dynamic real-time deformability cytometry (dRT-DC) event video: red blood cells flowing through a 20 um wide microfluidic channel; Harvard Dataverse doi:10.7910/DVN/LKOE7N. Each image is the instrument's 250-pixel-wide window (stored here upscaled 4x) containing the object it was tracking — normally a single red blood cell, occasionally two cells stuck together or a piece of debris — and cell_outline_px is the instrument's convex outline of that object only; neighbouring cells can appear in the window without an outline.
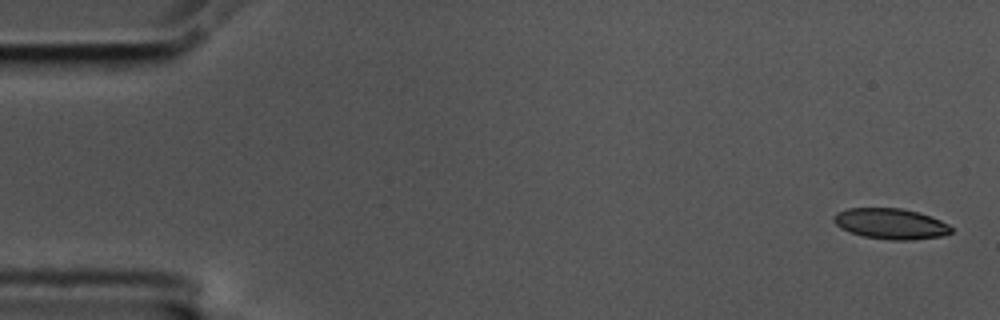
{"species": "common noctule bat (a hibernating species)", "species_latin": "Nyctalus noctula", "temperature_condition": "cold", "stored_images_in_passage": 5, "camera_frame_rate_fps": 3000, "um_per_image_px": 0.085, "animal": {"sex": "male", "body_mass_g": 17.5, "forearm_length_mm": 52.3}, "frame": {"image": 1, "passage_image": 1, "time_ms": 0.0, "image_size_px": [1000, 320], "cell_outline_px": [[952, 232], [940, 236], [912, 240], [888, 240], [864, 236], [840, 228], [832, 220], [832, 216], [836, 212], [848, 208], [900, 208], [916, 212], [940, 220], [948, 224], [952, 228]], "centroid_in_image_um": [75.67, 19.02], "position_along_channel_um": 9.3, "area_um2": 20.87}}
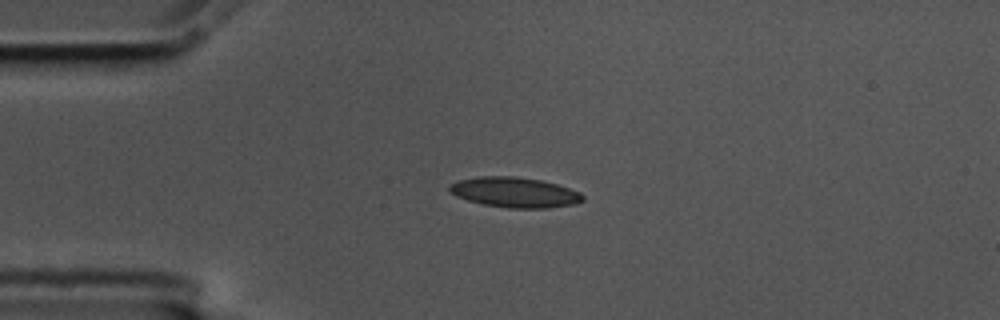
{"frame": {"image": 2, "passage_image": 4, "time_ms": 1.0, "image_size_px": [1000, 320], "cell_outline_px": [[584, 200], [576, 204], [548, 208], [508, 208], [484, 204], [468, 200], [456, 196], [448, 188], [452, 184], [460, 180], [480, 176], [512, 176], [540, 180], [556, 184], [580, 192], [584, 196]], "centroid_in_image_um": [43.79, 16.35], "position_along_channel_um": 41.2, "area_um2": 23.24}}